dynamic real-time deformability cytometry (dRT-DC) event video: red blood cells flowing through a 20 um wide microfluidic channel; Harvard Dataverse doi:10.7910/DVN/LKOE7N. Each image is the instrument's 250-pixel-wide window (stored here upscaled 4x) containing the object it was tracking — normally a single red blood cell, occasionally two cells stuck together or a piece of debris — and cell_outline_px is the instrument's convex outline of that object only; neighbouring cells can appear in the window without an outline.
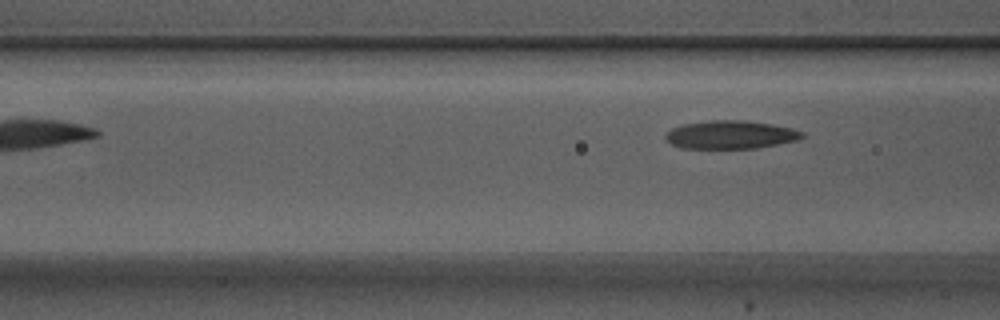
{"species": "Egyptian fruit bat (a non-hibernating species)", "species_latin": "Rousettus aegyptiacus", "temperature_condition": "warm", "stored_images_in_passage": 6, "camera_frame_rate_fps": 3000, "um_per_image_px": 0.085, "animal": {"sex": "male"}, "frame": {"image": 1, "passage_image": 6, "time_ms": 1.667, "image_size_px": [1000, 320], "cell_outline_px": [[804, 136], [796, 140], [756, 148], [684, 148], [672, 144], [664, 140], [664, 136], [672, 128], [684, 124], [712, 120], [744, 120], [772, 124], [792, 128], [804, 132]], "centroid_in_image_um": [62.09, 11.44], "position_along_channel_um": 104.5, "area_um2": 22.31}}